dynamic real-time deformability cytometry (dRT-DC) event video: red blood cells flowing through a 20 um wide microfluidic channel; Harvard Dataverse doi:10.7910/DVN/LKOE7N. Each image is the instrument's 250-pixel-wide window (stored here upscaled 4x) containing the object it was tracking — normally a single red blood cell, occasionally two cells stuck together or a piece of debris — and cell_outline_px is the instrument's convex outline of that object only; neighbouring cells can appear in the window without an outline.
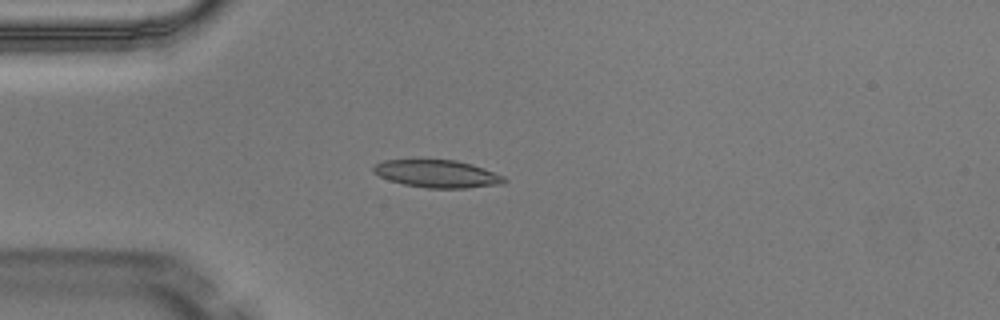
{"species": "Egyptian fruit bat (a non-hibernating species)", "species_latin": "Rousettus aegyptiacus", "temperature_condition": "warm", "stored_images_in_passage": 3, "camera_frame_rate_fps": 3000, "um_per_image_px": 0.085, "animal": {"sex": "male"}, "frame": {"image": 1, "passage_image": 3, "time_ms": 0.667, "image_size_px": [1000, 320], "cell_outline_px": [[508, 180], [504, 184], [468, 188], [428, 188], [404, 184], [388, 180], [372, 172], [372, 168], [376, 164], [384, 160], [456, 160], [472, 164], [484, 168], [504, 176]], "centroid_in_image_um": [37.2, 14.78], "position_along_channel_um": 47.8, "area_um2": 21.1}}